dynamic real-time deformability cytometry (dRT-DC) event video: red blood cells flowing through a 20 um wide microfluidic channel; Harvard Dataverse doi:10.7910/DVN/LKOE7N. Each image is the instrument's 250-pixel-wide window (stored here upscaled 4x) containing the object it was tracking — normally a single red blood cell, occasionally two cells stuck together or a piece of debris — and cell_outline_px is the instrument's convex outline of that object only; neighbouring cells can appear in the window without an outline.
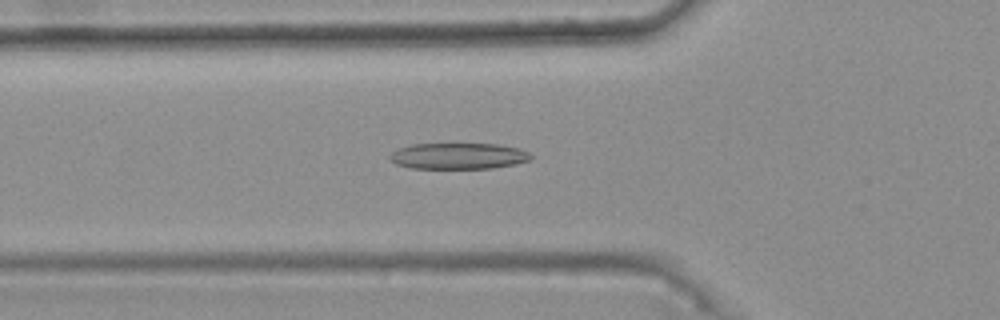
{"species": "common noctule bat (a hibernating species)", "species_latin": "Nyctalus noctula", "temperature_condition": "warm", "stored_images_in_passage": 42, "camera_frame_rate_fps": 3000, "um_per_image_px": 0.085, "animal": {"sex": "female", "body_mass_g": 25.1}, "frame": {"image": 1, "passage_image": 14, "time_ms": 4.333, "image_size_px": [1000, 320], "cell_outline_px": [[532, 160], [516, 164], [492, 168], [408, 168], [396, 164], [388, 156], [392, 152], [400, 148], [412, 144], [496, 144], [520, 148], [528, 152], [532, 156]], "centroid_in_image_um": [38.99, 13.26], "position_along_channel_um": 86.8, "area_um2": 21.5}}
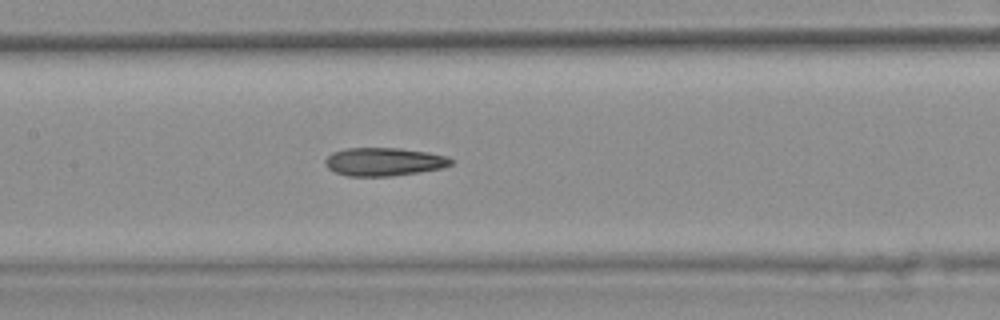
{"frame": {"image": 2, "passage_image": 21, "time_ms": 6.667, "image_size_px": [1000, 320], "cell_outline_px": [[452, 164], [440, 168], [392, 176], [348, 176], [336, 172], [328, 168], [324, 164], [324, 160], [332, 152], [348, 148], [400, 148], [428, 152], [444, 156], [452, 160]], "centroid_in_image_um": [32.58, 13.74], "position_along_channel_um": 174.8, "area_um2": 20.46}}
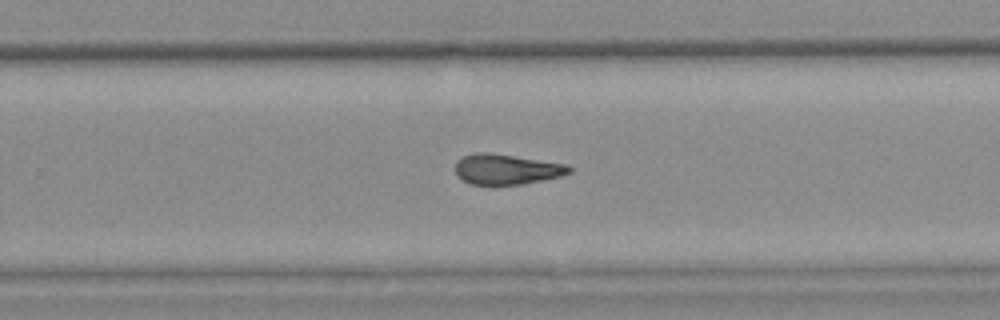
{"frame": {"image": 3, "passage_image": 30, "time_ms": 9.667, "image_size_px": [1000, 320], "cell_outline_px": [[572, 172], [560, 176], [520, 184], [468, 184], [456, 176], [456, 160], [464, 156], [480, 152], [492, 152], [568, 164], [572, 168]], "centroid_in_image_um": [43.05, 14.37], "position_along_channel_um": 286.8, "area_um2": 20.17}, "authors_computed_cell_mechanics": {"area_um2": 20.7213, "velocity_mm_per_s": 3.7515, "shape_relaxation_time_tau1_ms": null, "shape_relaxation_time_tau2_ms": 3.8916, "deformation_change_tau1": null, "deformation_change_tau2": 0.1408}}